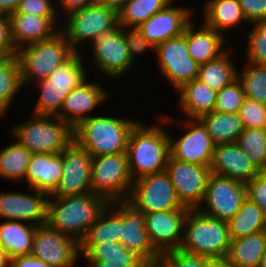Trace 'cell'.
<instances>
[{
	"label": "cell",
	"mask_w": 266,
	"mask_h": 267,
	"mask_svg": "<svg viewBox=\"0 0 266 267\" xmlns=\"http://www.w3.org/2000/svg\"><path fill=\"white\" fill-rule=\"evenodd\" d=\"M129 1L130 0H97V3L119 11Z\"/></svg>",
	"instance_id": "cell-56"
},
{
	"label": "cell",
	"mask_w": 266,
	"mask_h": 267,
	"mask_svg": "<svg viewBox=\"0 0 266 267\" xmlns=\"http://www.w3.org/2000/svg\"><path fill=\"white\" fill-rule=\"evenodd\" d=\"M179 95L177 103L179 111L187 119H199L201 116L214 111L216 104V93L213 89L193 79L176 91Z\"/></svg>",
	"instance_id": "cell-27"
},
{
	"label": "cell",
	"mask_w": 266,
	"mask_h": 267,
	"mask_svg": "<svg viewBox=\"0 0 266 267\" xmlns=\"http://www.w3.org/2000/svg\"><path fill=\"white\" fill-rule=\"evenodd\" d=\"M208 267H238L227 256L208 259Z\"/></svg>",
	"instance_id": "cell-54"
},
{
	"label": "cell",
	"mask_w": 266,
	"mask_h": 267,
	"mask_svg": "<svg viewBox=\"0 0 266 267\" xmlns=\"http://www.w3.org/2000/svg\"><path fill=\"white\" fill-rule=\"evenodd\" d=\"M231 237L228 222L190 209L185 218L182 251L208 258L226 257Z\"/></svg>",
	"instance_id": "cell-5"
},
{
	"label": "cell",
	"mask_w": 266,
	"mask_h": 267,
	"mask_svg": "<svg viewBox=\"0 0 266 267\" xmlns=\"http://www.w3.org/2000/svg\"><path fill=\"white\" fill-rule=\"evenodd\" d=\"M120 237V201L109 203L98 219L88 229L80 243L119 242Z\"/></svg>",
	"instance_id": "cell-35"
},
{
	"label": "cell",
	"mask_w": 266,
	"mask_h": 267,
	"mask_svg": "<svg viewBox=\"0 0 266 267\" xmlns=\"http://www.w3.org/2000/svg\"><path fill=\"white\" fill-rule=\"evenodd\" d=\"M63 171L58 187L50 197L84 195L91 191L94 156L73 141L61 152Z\"/></svg>",
	"instance_id": "cell-16"
},
{
	"label": "cell",
	"mask_w": 266,
	"mask_h": 267,
	"mask_svg": "<svg viewBox=\"0 0 266 267\" xmlns=\"http://www.w3.org/2000/svg\"><path fill=\"white\" fill-rule=\"evenodd\" d=\"M248 24L266 21V0H239Z\"/></svg>",
	"instance_id": "cell-49"
},
{
	"label": "cell",
	"mask_w": 266,
	"mask_h": 267,
	"mask_svg": "<svg viewBox=\"0 0 266 267\" xmlns=\"http://www.w3.org/2000/svg\"><path fill=\"white\" fill-rule=\"evenodd\" d=\"M91 76L92 73L90 72V78L88 77L68 93L58 113L57 117L67 122L73 129L81 121L97 114L94 110H98L97 107L112 97L111 92L104 89L101 82L95 81V78L92 79Z\"/></svg>",
	"instance_id": "cell-17"
},
{
	"label": "cell",
	"mask_w": 266,
	"mask_h": 267,
	"mask_svg": "<svg viewBox=\"0 0 266 267\" xmlns=\"http://www.w3.org/2000/svg\"><path fill=\"white\" fill-rule=\"evenodd\" d=\"M258 267H266V248L265 251L262 254V259L260 261V264Z\"/></svg>",
	"instance_id": "cell-59"
},
{
	"label": "cell",
	"mask_w": 266,
	"mask_h": 267,
	"mask_svg": "<svg viewBox=\"0 0 266 267\" xmlns=\"http://www.w3.org/2000/svg\"><path fill=\"white\" fill-rule=\"evenodd\" d=\"M79 252L84 263L108 262L116 267H138L143 261L120 242L79 243Z\"/></svg>",
	"instance_id": "cell-28"
},
{
	"label": "cell",
	"mask_w": 266,
	"mask_h": 267,
	"mask_svg": "<svg viewBox=\"0 0 266 267\" xmlns=\"http://www.w3.org/2000/svg\"><path fill=\"white\" fill-rule=\"evenodd\" d=\"M215 145L236 143L244 125L238 113L212 111L199 118Z\"/></svg>",
	"instance_id": "cell-31"
},
{
	"label": "cell",
	"mask_w": 266,
	"mask_h": 267,
	"mask_svg": "<svg viewBox=\"0 0 266 267\" xmlns=\"http://www.w3.org/2000/svg\"><path fill=\"white\" fill-rule=\"evenodd\" d=\"M10 259L9 255L0 247V267H9Z\"/></svg>",
	"instance_id": "cell-57"
},
{
	"label": "cell",
	"mask_w": 266,
	"mask_h": 267,
	"mask_svg": "<svg viewBox=\"0 0 266 267\" xmlns=\"http://www.w3.org/2000/svg\"><path fill=\"white\" fill-rule=\"evenodd\" d=\"M155 57L159 73L175 91L198 77L199 65L189 55L185 29L181 36L158 44Z\"/></svg>",
	"instance_id": "cell-11"
},
{
	"label": "cell",
	"mask_w": 266,
	"mask_h": 267,
	"mask_svg": "<svg viewBox=\"0 0 266 267\" xmlns=\"http://www.w3.org/2000/svg\"><path fill=\"white\" fill-rule=\"evenodd\" d=\"M190 208L145 214V228L154 248L163 256L180 248L185 218Z\"/></svg>",
	"instance_id": "cell-19"
},
{
	"label": "cell",
	"mask_w": 266,
	"mask_h": 267,
	"mask_svg": "<svg viewBox=\"0 0 266 267\" xmlns=\"http://www.w3.org/2000/svg\"><path fill=\"white\" fill-rule=\"evenodd\" d=\"M102 114L81 121L73 129L74 141L94 157L126 152L130 132L139 119Z\"/></svg>",
	"instance_id": "cell-3"
},
{
	"label": "cell",
	"mask_w": 266,
	"mask_h": 267,
	"mask_svg": "<svg viewBox=\"0 0 266 267\" xmlns=\"http://www.w3.org/2000/svg\"><path fill=\"white\" fill-rule=\"evenodd\" d=\"M119 242L142 260H154L162 256L149 239L145 228V214L127 200L120 201Z\"/></svg>",
	"instance_id": "cell-21"
},
{
	"label": "cell",
	"mask_w": 266,
	"mask_h": 267,
	"mask_svg": "<svg viewBox=\"0 0 266 267\" xmlns=\"http://www.w3.org/2000/svg\"><path fill=\"white\" fill-rule=\"evenodd\" d=\"M108 204L104 198L92 192L49 197L46 224L80 243Z\"/></svg>",
	"instance_id": "cell-2"
},
{
	"label": "cell",
	"mask_w": 266,
	"mask_h": 267,
	"mask_svg": "<svg viewBox=\"0 0 266 267\" xmlns=\"http://www.w3.org/2000/svg\"><path fill=\"white\" fill-rule=\"evenodd\" d=\"M21 69L16 55L0 57V118L8 113L23 89ZM11 107V108H10Z\"/></svg>",
	"instance_id": "cell-32"
},
{
	"label": "cell",
	"mask_w": 266,
	"mask_h": 267,
	"mask_svg": "<svg viewBox=\"0 0 266 267\" xmlns=\"http://www.w3.org/2000/svg\"><path fill=\"white\" fill-rule=\"evenodd\" d=\"M266 215L261 208L248 198L239 211L228 221L231 239H237L265 230Z\"/></svg>",
	"instance_id": "cell-36"
},
{
	"label": "cell",
	"mask_w": 266,
	"mask_h": 267,
	"mask_svg": "<svg viewBox=\"0 0 266 267\" xmlns=\"http://www.w3.org/2000/svg\"><path fill=\"white\" fill-rule=\"evenodd\" d=\"M95 3H97V0H56V9L58 16L62 20L69 13L88 7L89 5H93Z\"/></svg>",
	"instance_id": "cell-51"
},
{
	"label": "cell",
	"mask_w": 266,
	"mask_h": 267,
	"mask_svg": "<svg viewBox=\"0 0 266 267\" xmlns=\"http://www.w3.org/2000/svg\"><path fill=\"white\" fill-rule=\"evenodd\" d=\"M36 227L22 221L4 220L0 223V247L10 258L31 254Z\"/></svg>",
	"instance_id": "cell-29"
},
{
	"label": "cell",
	"mask_w": 266,
	"mask_h": 267,
	"mask_svg": "<svg viewBox=\"0 0 266 267\" xmlns=\"http://www.w3.org/2000/svg\"><path fill=\"white\" fill-rule=\"evenodd\" d=\"M11 37L17 50L53 37L60 31V17L13 13L9 16Z\"/></svg>",
	"instance_id": "cell-23"
},
{
	"label": "cell",
	"mask_w": 266,
	"mask_h": 267,
	"mask_svg": "<svg viewBox=\"0 0 266 267\" xmlns=\"http://www.w3.org/2000/svg\"><path fill=\"white\" fill-rule=\"evenodd\" d=\"M56 0H20L15 13L32 14L40 17H59Z\"/></svg>",
	"instance_id": "cell-46"
},
{
	"label": "cell",
	"mask_w": 266,
	"mask_h": 267,
	"mask_svg": "<svg viewBox=\"0 0 266 267\" xmlns=\"http://www.w3.org/2000/svg\"><path fill=\"white\" fill-rule=\"evenodd\" d=\"M247 198L246 184L210 174L206 192L197 210L223 221H229Z\"/></svg>",
	"instance_id": "cell-12"
},
{
	"label": "cell",
	"mask_w": 266,
	"mask_h": 267,
	"mask_svg": "<svg viewBox=\"0 0 266 267\" xmlns=\"http://www.w3.org/2000/svg\"><path fill=\"white\" fill-rule=\"evenodd\" d=\"M138 267H170L164 256L154 260H143Z\"/></svg>",
	"instance_id": "cell-55"
},
{
	"label": "cell",
	"mask_w": 266,
	"mask_h": 267,
	"mask_svg": "<svg viewBox=\"0 0 266 267\" xmlns=\"http://www.w3.org/2000/svg\"><path fill=\"white\" fill-rule=\"evenodd\" d=\"M121 30L124 33L130 58L135 66L138 63L137 58H140L141 55L145 56L148 51L155 53V47L143 36L138 27L121 26Z\"/></svg>",
	"instance_id": "cell-45"
},
{
	"label": "cell",
	"mask_w": 266,
	"mask_h": 267,
	"mask_svg": "<svg viewBox=\"0 0 266 267\" xmlns=\"http://www.w3.org/2000/svg\"><path fill=\"white\" fill-rule=\"evenodd\" d=\"M86 267H116L113 265H110L108 262H98V263H86Z\"/></svg>",
	"instance_id": "cell-58"
},
{
	"label": "cell",
	"mask_w": 266,
	"mask_h": 267,
	"mask_svg": "<svg viewBox=\"0 0 266 267\" xmlns=\"http://www.w3.org/2000/svg\"><path fill=\"white\" fill-rule=\"evenodd\" d=\"M157 121L147 125L145 121L140 120L130 132L126 154L133 181L162 172L166 168L170 141L165 126L176 120L172 119L171 115H163Z\"/></svg>",
	"instance_id": "cell-1"
},
{
	"label": "cell",
	"mask_w": 266,
	"mask_h": 267,
	"mask_svg": "<svg viewBox=\"0 0 266 267\" xmlns=\"http://www.w3.org/2000/svg\"><path fill=\"white\" fill-rule=\"evenodd\" d=\"M259 171H266V134L261 128H245L236 142Z\"/></svg>",
	"instance_id": "cell-41"
},
{
	"label": "cell",
	"mask_w": 266,
	"mask_h": 267,
	"mask_svg": "<svg viewBox=\"0 0 266 267\" xmlns=\"http://www.w3.org/2000/svg\"><path fill=\"white\" fill-rule=\"evenodd\" d=\"M133 184L126 152L96 156L91 167V191L108 203L127 200Z\"/></svg>",
	"instance_id": "cell-8"
},
{
	"label": "cell",
	"mask_w": 266,
	"mask_h": 267,
	"mask_svg": "<svg viewBox=\"0 0 266 267\" xmlns=\"http://www.w3.org/2000/svg\"><path fill=\"white\" fill-rule=\"evenodd\" d=\"M9 267H50L43 260L36 258L32 254L20 255L10 259Z\"/></svg>",
	"instance_id": "cell-52"
},
{
	"label": "cell",
	"mask_w": 266,
	"mask_h": 267,
	"mask_svg": "<svg viewBox=\"0 0 266 267\" xmlns=\"http://www.w3.org/2000/svg\"><path fill=\"white\" fill-rule=\"evenodd\" d=\"M32 87L39 95L31 113L44 116H58L65 97L71 91L67 87L49 86L44 80L34 83Z\"/></svg>",
	"instance_id": "cell-40"
},
{
	"label": "cell",
	"mask_w": 266,
	"mask_h": 267,
	"mask_svg": "<svg viewBox=\"0 0 266 267\" xmlns=\"http://www.w3.org/2000/svg\"><path fill=\"white\" fill-rule=\"evenodd\" d=\"M163 256L170 267H208V257L191 254L181 249L166 252Z\"/></svg>",
	"instance_id": "cell-47"
},
{
	"label": "cell",
	"mask_w": 266,
	"mask_h": 267,
	"mask_svg": "<svg viewBox=\"0 0 266 267\" xmlns=\"http://www.w3.org/2000/svg\"><path fill=\"white\" fill-rule=\"evenodd\" d=\"M31 254L50 267H77L79 243L46 223L35 230Z\"/></svg>",
	"instance_id": "cell-15"
},
{
	"label": "cell",
	"mask_w": 266,
	"mask_h": 267,
	"mask_svg": "<svg viewBox=\"0 0 266 267\" xmlns=\"http://www.w3.org/2000/svg\"><path fill=\"white\" fill-rule=\"evenodd\" d=\"M17 51L11 37L10 18L0 13V57L17 55Z\"/></svg>",
	"instance_id": "cell-50"
},
{
	"label": "cell",
	"mask_w": 266,
	"mask_h": 267,
	"mask_svg": "<svg viewBox=\"0 0 266 267\" xmlns=\"http://www.w3.org/2000/svg\"><path fill=\"white\" fill-rule=\"evenodd\" d=\"M176 2L179 1L173 0L138 27L154 47L167 39L181 36L187 24L194 19L196 12L192 7L177 6Z\"/></svg>",
	"instance_id": "cell-20"
},
{
	"label": "cell",
	"mask_w": 266,
	"mask_h": 267,
	"mask_svg": "<svg viewBox=\"0 0 266 267\" xmlns=\"http://www.w3.org/2000/svg\"><path fill=\"white\" fill-rule=\"evenodd\" d=\"M210 172L246 184L260 171L237 143H225L215 145Z\"/></svg>",
	"instance_id": "cell-22"
},
{
	"label": "cell",
	"mask_w": 266,
	"mask_h": 267,
	"mask_svg": "<svg viewBox=\"0 0 266 267\" xmlns=\"http://www.w3.org/2000/svg\"><path fill=\"white\" fill-rule=\"evenodd\" d=\"M194 21L192 19L185 27V39L190 57L198 65H202L216 59L228 49L225 48L228 38L203 22L198 24V28Z\"/></svg>",
	"instance_id": "cell-24"
},
{
	"label": "cell",
	"mask_w": 266,
	"mask_h": 267,
	"mask_svg": "<svg viewBox=\"0 0 266 267\" xmlns=\"http://www.w3.org/2000/svg\"><path fill=\"white\" fill-rule=\"evenodd\" d=\"M63 162L61 153H34L31 155L25 185L51 195L58 187L62 176Z\"/></svg>",
	"instance_id": "cell-25"
},
{
	"label": "cell",
	"mask_w": 266,
	"mask_h": 267,
	"mask_svg": "<svg viewBox=\"0 0 266 267\" xmlns=\"http://www.w3.org/2000/svg\"><path fill=\"white\" fill-rule=\"evenodd\" d=\"M20 0H0V13L10 16L15 13Z\"/></svg>",
	"instance_id": "cell-53"
},
{
	"label": "cell",
	"mask_w": 266,
	"mask_h": 267,
	"mask_svg": "<svg viewBox=\"0 0 266 267\" xmlns=\"http://www.w3.org/2000/svg\"><path fill=\"white\" fill-rule=\"evenodd\" d=\"M244 98L245 95L242 84L238 79H236L216 93L214 111L238 113L243 104Z\"/></svg>",
	"instance_id": "cell-43"
},
{
	"label": "cell",
	"mask_w": 266,
	"mask_h": 267,
	"mask_svg": "<svg viewBox=\"0 0 266 267\" xmlns=\"http://www.w3.org/2000/svg\"><path fill=\"white\" fill-rule=\"evenodd\" d=\"M266 248L265 230L231 239L227 257L238 267H258Z\"/></svg>",
	"instance_id": "cell-33"
},
{
	"label": "cell",
	"mask_w": 266,
	"mask_h": 267,
	"mask_svg": "<svg viewBox=\"0 0 266 267\" xmlns=\"http://www.w3.org/2000/svg\"><path fill=\"white\" fill-rule=\"evenodd\" d=\"M88 49L86 50L91 54V61L89 64L88 58H85L86 64L94 67L92 70H98L95 73L100 72L99 74L109 80L122 79L135 66L130 58L121 26L100 35Z\"/></svg>",
	"instance_id": "cell-9"
},
{
	"label": "cell",
	"mask_w": 266,
	"mask_h": 267,
	"mask_svg": "<svg viewBox=\"0 0 266 267\" xmlns=\"http://www.w3.org/2000/svg\"><path fill=\"white\" fill-rule=\"evenodd\" d=\"M29 116L14 124L9 134L32 154H59L74 141L73 128L59 117L32 113Z\"/></svg>",
	"instance_id": "cell-4"
},
{
	"label": "cell",
	"mask_w": 266,
	"mask_h": 267,
	"mask_svg": "<svg viewBox=\"0 0 266 267\" xmlns=\"http://www.w3.org/2000/svg\"><path fill=\"white\" fill-rule=\"evenodd\" d=\"M244 128H261L266 125V105L245 97L239 109Z\"/></svg>",
	"instance_id": "cell-44"
},
{
	"label": "cell",
	"mask_w": 266,
	"mask_h": 267,
	"mask_svg": "<svg viewBox=\"0 0 266 267\" xmlns=\"http://www.w3.org/2000/svg\"><path fill=\"white\" fill-rule=\"evenodd\" d=\"M118 26V11L95 3L66 15L60 31L76 52L83 53L85 44L91 45L100 35Z\"/></svg>",
	"instance_id": "cell-7"
},
{
	"label": "cell",
	"mask_w": 266,
	"mask_h": 267,
	"mask_svg": "<svg viewBox=\"0 0 266 267\" xmlns=\"http://www.w3.org/2000/svg\"><path fill=\"white\" fill-rule=\"evenodd\" d=\"M173 0H130L119 11V26L139 27Z\"/></svg>",
	"instance_id": "cell-38"
},
{
	"label": "cell",
	"mask_w": 266,
	"mask_h": 267,
	"mask_svg": "<svg viewBox=\"0 0 266 267\" xmlns=\"http://www.w3.org/2000/svg\"><path fill=\"white\" fill-rule=\"evenodd\" d=\"M127 201L143 213L171 211L184 207L165 170L133 181Z\"/></svg>",
	"instance_id": "cell-10"
},
{
	"label": "cell",
	"mask_w": 266,
	"mask_h": 267,
	"mask_svg": "<svg viewBox=\"0 0 266 267\" xmlns=\"http://www.w3.org/2000/svg\"><path fill=\"white\" fill-rule=\"evenodd\" d=\"M249 31L244 33L247 37L245 61L257 64L266 63V21L250 24Z\"/></svg>",
	"instance_id": "cell-42"
},
{
	"label": "cell",
	"mask_w": 266,
	"mask_h": 267,
	"mask_svg": "<svg viewBox=\"0 0 266 267\" xmlns=\"http://www.w3.org/2000/svg\"><path fill=\"white\" fill-rule=\"evenodd\" d=\"M89 55L88 52H76L67 62L55 69L44 81L49 86L67 87L73 90L89 77V71L92 68L85 64L86 60L84 57L86 56L87 58Z\"/></svg>",
	"instance_id": "cell-37"
},
{
	"label": "cell",
	"mask_w": 266,
	"mask_h": 267,
	"mask_svg": "<svg viewBox=\"0 0 266 267\" xmlns=\"http://www.w3.org/2000/svg\"><path fill=\"white\" fill-rule=\"evenodd\" d=\"M27 190V193L0 191V219L22 221L35 226L46 223L50 195L32 188Z\"/></svg>",
	"instance_id": "cell-18"
},
{
	"label": "cell",
	"mask_w": 266,
	"mask_h": 267,
	"mask_svg": "<svg viewBox=\"0 0 266 267\" xmlns=\"http://www.w3.org/2000/svg\"><path fill=\"white\" fill-rule=\"evenodd\" d=\"M0 150V178L24 183L32 153L16 139Z\"/></svg>",
	"instance_id": "cell-34"
},
{
	"label": "cell",
	"mask_w": 266,
	"mask_h": 267,
	"mask_svg": "<svg viewBox=\"0 0 266 267\" xmlns=\"http://www.w3.org/2000/svg\"><path fill=\"white\" fill-rule=\"evenodd\" d=\"M228 45V49L219 55L216 59H213L205 64L199 65L198 77L201 82L205 83L215 92H219L225 86L231 84L237 79L238 66L232 57L234 50ZM230 49V50H229ZM233 52V53H232Z\"/></svg>",
	"instance_id": "cell-30"
},
{
	"label": "cell",
	"mask_w": 266,
	"mask_h": 267,
	"mask_svg": "<svg viewBox=\"0 0 266 267\" xmlns=\"http://www.w3.org/2000/svg\"><path fill=\"white\" fill-rule=\"evenodd\" d=\"M247 198L256 203L266 215V171H260L246 183Z\"/></svg>",
	"instance_id": "cell-48"
},
{
	"label": "cell",
	"mask_w": 266,
	"mask_h": 267,
	"mask_svg": "<svg viewBox=\"0 0 266 267\" xmlns=\"http://www.w3.org/2000/svg\"><path fill=\"white\" fill-rule=\"evenodd\" d=\"M75 53L61 31L49 39L22 47L16 56L21 69L23 87L48 78Z\"/></svg>",
	"instance_id": "cell-6"
},
{
	"label": "cell",
	"mask_w": 266,
	"mask_h": 267,
	"mask_svg": "<svg viewBox=\"0 0 266 267\" xmlns=\"http://www.w3.org/2000/svg\"><path fill=\"white\" fill-rule=\"evenodd\" d=\"M181 121L178 126L183 127V135H178L176 139L169 133L170 155L182 162L210 166L215 144L206 127L199 119Z\"/></svg>",
	"instance_id": "cell-13"
},
{
	"label": "cell",
	"mask_w": 266,
	"mask_h": 267,
	"mask_svg": "<svg viewBox=\"0 0 266 267\" xmlns=\"http://www.w3.org/2000/svg\"><path fill=\"white\" fill-rule=\"evenodd\" d=\"M165 171L174 186L180 203L190 209H197L202 203L210 166L182 162L169 155Z\"/></svg>",
	"instance_id": "cell-14"
},
{
	"label": "cell",
	"mask_w": 266,
	"mask_h": 267,
	"mask_svg": "<svg viewBox=\"0 0 266 267\" xmlns=\"http://www.w3.org/2000/svg\"><path fill=\"white\" fill-rule=\"evenodd\" d=\"M238 70L237 79L242 84L245 97L266 105V65L246 62Z\"/></svg>",
	"instance_id": "cell-39"
},
{
	"label": "cell",
	"mask_w": 266,
	"mask_h": 267,
	"mask_svg": "<svg viewBox=\"0 0 266 267\" xmlns=\"http://www.w3.org/2000/svg\"><path fill=\"white\" fill-rule=\"evenodd\" d=\"M203 6L204 17L201 18L208 27L225 37H228L226 33L233 29L246 33L247 30L242 28H244L243 24L248 22L243 15L239 0H207Z\"/></svg>",
	"instance_id": "cell-26"
}]
</instances>
